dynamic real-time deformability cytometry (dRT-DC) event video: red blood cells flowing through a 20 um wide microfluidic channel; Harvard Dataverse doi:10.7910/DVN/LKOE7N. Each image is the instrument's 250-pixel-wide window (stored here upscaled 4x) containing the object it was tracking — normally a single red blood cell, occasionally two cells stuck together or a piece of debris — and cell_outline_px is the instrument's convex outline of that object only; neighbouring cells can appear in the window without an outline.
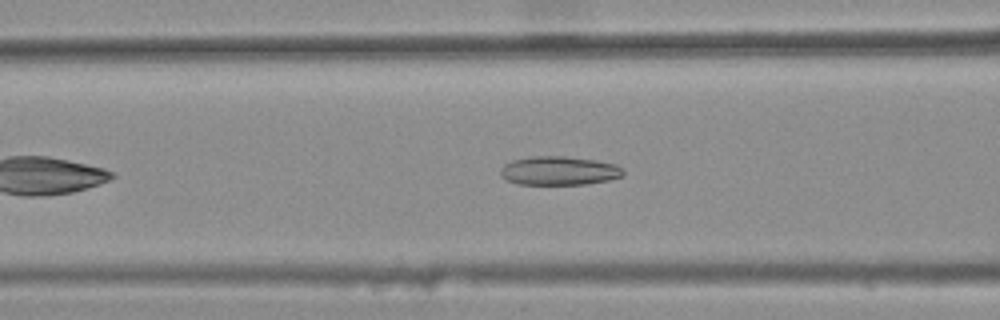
{"species": "common noctule bat (a hibernating species)", "species_latin": "Nyctalus noctula", "temperature_condition": "warm", "stored_images_in_passage": 31, "camera_frame_rate_fps": 3000, "um_per_image_px": 0.085, "animal": {"sex": "female", "body_mass_g": 25.1}, "frame": {"image": 1, "passage_image": 10, "time_ms": 3.0, "image_size_px": [1000, 320], "cell_outline_px": [[624, 172], [620, 176], [608, 180], [584, 184], [520, 184], [504, 180], [500, 176], [500, 168], [504, 164], [512, 160], [532, 156], [564, 156], [596, 160], [616, 164], [624, 168]], "centroid_in_image_um": [47.48, 14.5], "position_along_channel_um": 119.1, "area_um2": 20.69}}
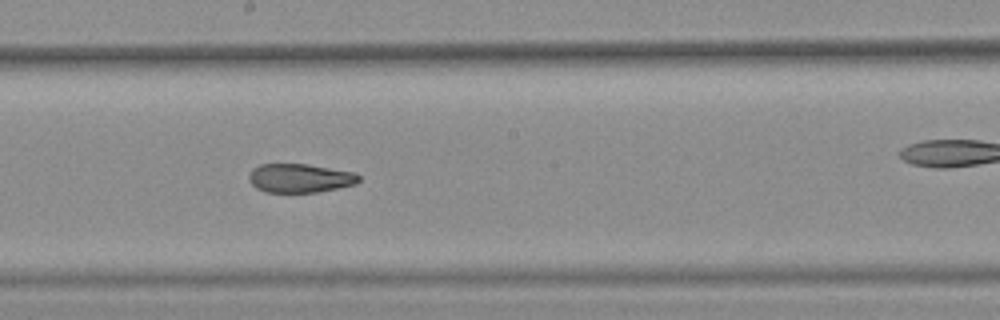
{"frame": {"image": 2, "passage_image": 18, "time_ms": 5.667, "image_size_px": [1000, 320], "cell_outline_px": [[360, 180], [356, 184], [316, 192], [264, 192], [256, 188], [252, 184], [248, 176], [252, 168], [260, 164], [308, 164], [356, 172], [360, 176]], "centroid_in_image_um": [25.5, 15.13], "position_along_channel_um": 222.7, "area_um2": 18.55}}
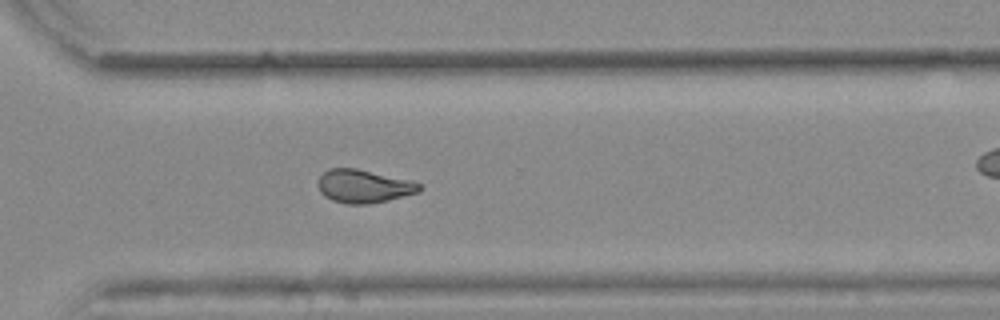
{"frame": {"image": 3, "passage_image": 27, "time_ms": 8.667, "image_size_px": [1000, 320], "cell_outline_px": [[424, 188], [420, 192], [388, 200], [368, 204], [348, 204], [332, 200], [324, 196], [320, 192], [316, 184], [320, 176], [328, 168], [356, 168], [420, 184]], "centroid_in_image_um": [30.85, 15.84], "position_along_channel_um": 339.7, "area_um2": 19.42}, "authors_computed_cell_mechanics": {"area_um2": 19.7098, "velocity_mm_per_s": 3.8895, "shape_relaxation_time_tau1_ms": null, "shape_relaxation_time_tau2_ms": 2.4855, "deformation_change_tau1": null, "deformation_change_tau2": 0.0975}}